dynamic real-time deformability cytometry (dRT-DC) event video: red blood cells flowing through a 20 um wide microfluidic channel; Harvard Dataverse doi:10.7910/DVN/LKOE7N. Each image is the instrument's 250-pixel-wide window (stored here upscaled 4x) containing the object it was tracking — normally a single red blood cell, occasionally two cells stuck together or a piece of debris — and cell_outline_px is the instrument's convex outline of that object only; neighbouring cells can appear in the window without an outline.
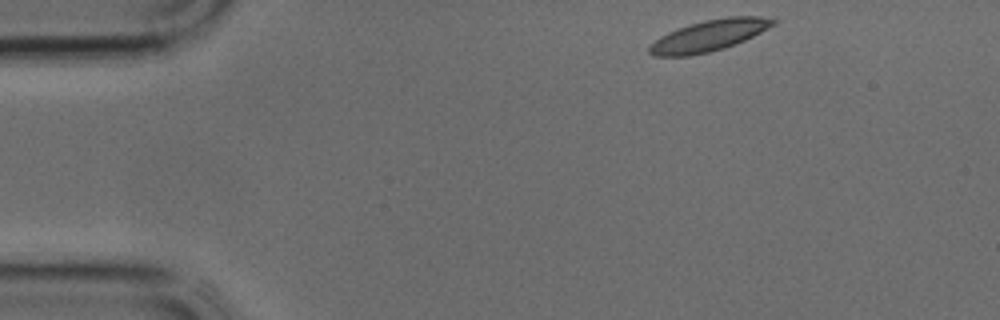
{"species": "common noctule bat (a hibernating species)", "species_latin": "Nyctalus noctula", "temperature_condition": "cold", "stored_images_in_passage": 7, "camera_frame_rate_fps": 3000, "um_per_image_px": 0.085, "animal": {"sex": "male", "body_mass_g": 17.9, "forearm_length_mm": 54.2}, "frame": {"image": 1, "passage_image": 1, "time_ms": 0.0, "image_size_px": [1000, 320], "cell_outline_px": [[776, 24], [744, 40], [724, 48], [708, 52], [688, 56], [652, 56], [648, 52], [648, 44], [660, 36], [668, 32], [704, 20], [728, 16], [760, 16], [776, 20]], "centroid_in_image_um": [60.22, 3.03], "position_along_channel_um": 24.8, "area_um2": 22.37}}